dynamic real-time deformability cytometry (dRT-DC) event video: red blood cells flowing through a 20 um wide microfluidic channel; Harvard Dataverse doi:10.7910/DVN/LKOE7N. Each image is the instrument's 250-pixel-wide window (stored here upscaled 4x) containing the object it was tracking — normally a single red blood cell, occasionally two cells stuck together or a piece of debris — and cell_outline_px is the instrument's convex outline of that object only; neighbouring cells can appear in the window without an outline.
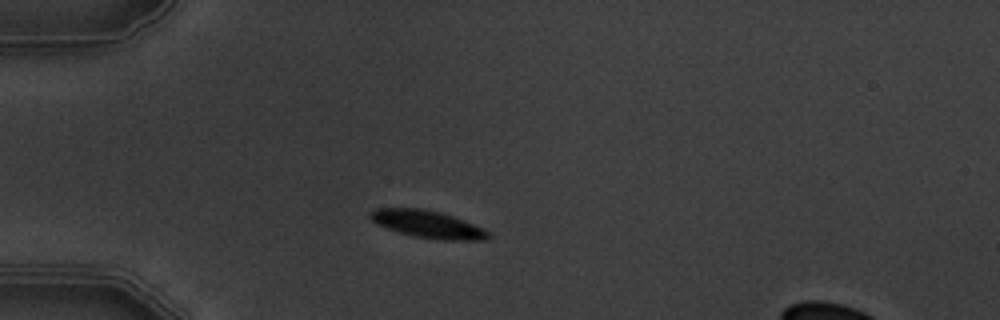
{"species": "common noctule bat (a hibernating species)", "species_latin": "Nyctalus noctula", "temperature_condition": "warm", "stored_images_in_passage": 5, "camera_frame_rate_fps": 3000, "um_per_image_px": 0.085, "animal": {"sex": "male", "body_mass_g": 19.5, "forearm_length_mm": 54.6}, "frame": {"image": 1, "passage_image": 1, "time_ms": 0.0, "image_size_px": [1000, 320], "cell_outline_px": [[492, 236], [484, 240], [440, 240], [412, 236], [376, 224], [368, 216], [376, 208], [424, 208], [440, 212], [464, 220], [484, 228]], "centroid_in_image_um": [36.38, 19.06], "position_along_channel_um": 48.6, "area_um2": 18.84}}